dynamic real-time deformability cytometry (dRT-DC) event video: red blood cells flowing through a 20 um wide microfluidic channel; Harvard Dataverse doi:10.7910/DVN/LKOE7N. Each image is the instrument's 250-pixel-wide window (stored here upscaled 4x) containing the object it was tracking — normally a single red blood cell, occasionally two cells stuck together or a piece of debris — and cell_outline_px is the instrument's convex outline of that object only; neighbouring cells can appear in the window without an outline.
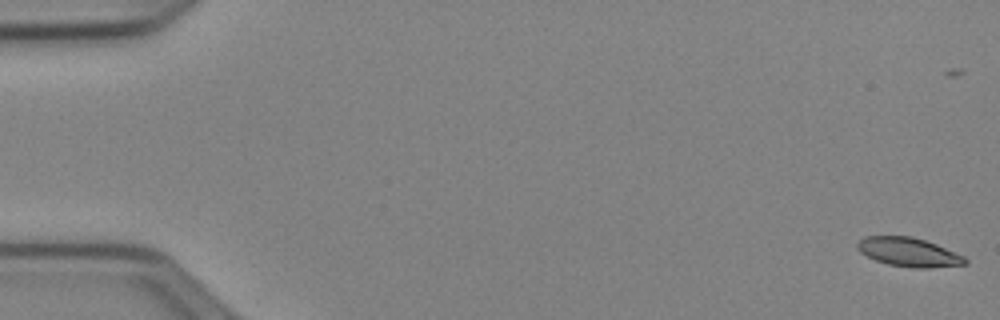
{"species": "Egyptian fruit bat (a non-hibernating species)", "species_latin": "Rousettus aegyptiacus", "temperature_condition": "cold", "stored_images_in_passage": 53, "camera_frame_rate_fps": 3000, "um_per_image_px": 0.085, "animal": {"sex": "female"}, "frame": {"image": 1, "passage_image": 1, "time_ms": 0.0, "image_size_px": [1000, 320], "cell_outline_px": [[968, 264], [928, 268], [912, 268], [888, 264], [876, 260], [860, 252], [856, 248], [856, 244], [864, 236], [912, 236], [936, 244], [964, 256], [968, 260]], "centroid_in_image_um": [77.24, 21.43], "position_along_channel_um": 7.8, "area_um2": 18.15}}
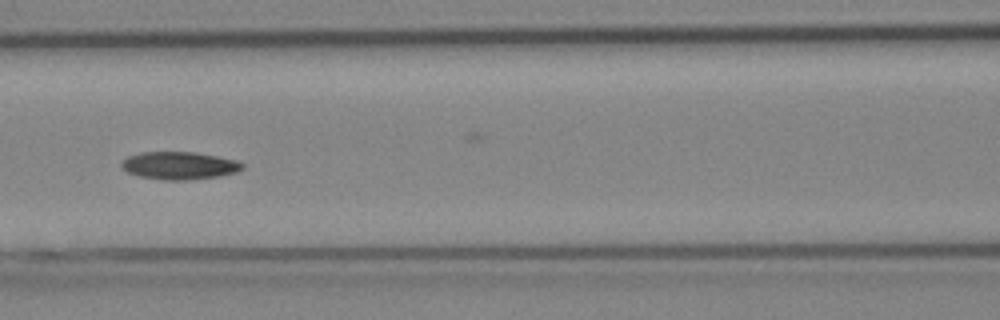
{"frame": {"image": 2, "passage_image": 24, "time_ms": 7.667, "image_size_px": [1000, 320], "cell_outline_px": [[244, 168], [236, 172], [216, 176], [188, 180], [164, 180], [140, 176], [128, 172], [120, 164], [128, 156], [140, 152], [196, 152], [236, 160], [244, 164]], "centroid_in_image_um": [15.25, 14.06], "position_along_channel_um": 151.4, "area_um2": 19.31}}
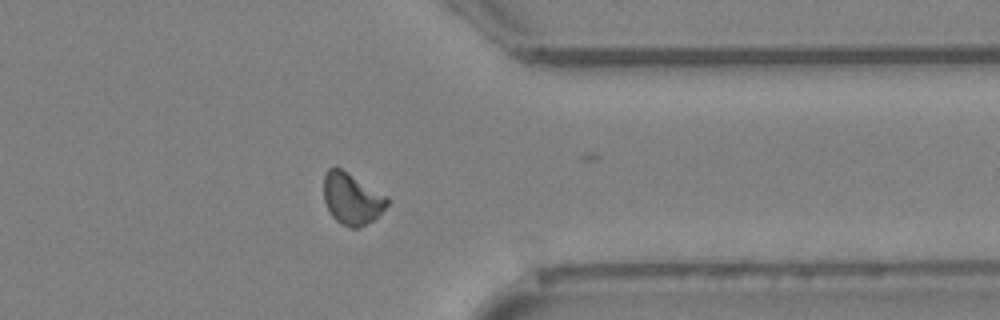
{"frame": {"image": 3, "passage_image": 42, "time_ms": 13.667, "image_size_px": [1000, 320], "cell_outline_px": [[388, 204], [372, 220], [360, 228], [352, 228], [340, 224], [332, 216], [324, 200], [324, 176], [328, 168], [340, 168], [388, 196]], "centroid_in_image_um": [29.9, 16.9], "position_along_channel_um": 381.5, "area_um2": 18.79}, "authors_computed_cell_mechanics": {"area_um2": 18.6116, "velocity_mm_per_s": 3.9455, "shape_relaxation_time_tau1_ms": 3.9302, "shape_relaxation_time_tau2_ms": 7.7484, "deformation_change_tau1": 0.1145, "deformation_change_tau2": 0.1303}}